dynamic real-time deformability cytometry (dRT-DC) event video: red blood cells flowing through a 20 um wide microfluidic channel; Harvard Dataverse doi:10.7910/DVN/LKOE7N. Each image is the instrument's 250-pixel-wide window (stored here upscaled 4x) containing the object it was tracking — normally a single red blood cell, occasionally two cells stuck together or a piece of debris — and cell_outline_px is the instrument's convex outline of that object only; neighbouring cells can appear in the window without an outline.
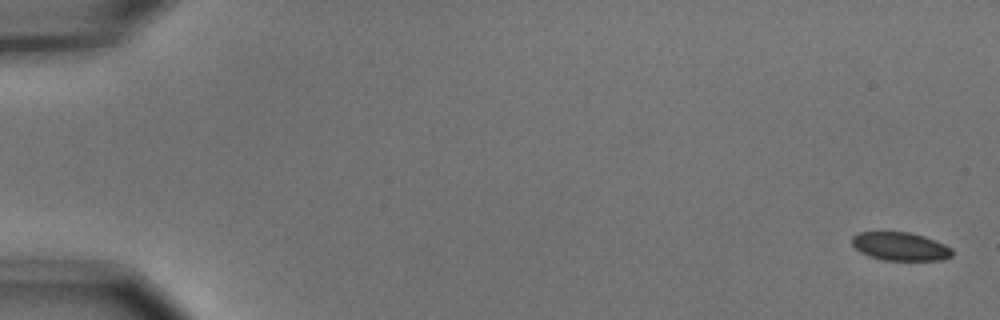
{"species": "common noctule bat (a hibernating species)", "species_latin": "Nyctalus noctula", "temperature_condition": "cold", "stored_images_in_passage": 3, "camera_frame_rate_fps": 3000, "um_per_image_px": 0.085, "animal": {"sex": "male", "body_mass_g": 15.6}, "frame": {"image": 1, "passage_image": 1, "time_ms": 0.0, "image_size_px": [1000, 320], "cell_outline_px": [[952, 256], [940, 260], [884, 260], [860, 252], [852, 244], [852, 236], [856, 232], [908, 232], [924, 236], [944, 244], [952, 248]], "centroid_in_image_um": [76.52, 20.94], "position_along_channel_um": 8.5, "area_um2": 16.42}}